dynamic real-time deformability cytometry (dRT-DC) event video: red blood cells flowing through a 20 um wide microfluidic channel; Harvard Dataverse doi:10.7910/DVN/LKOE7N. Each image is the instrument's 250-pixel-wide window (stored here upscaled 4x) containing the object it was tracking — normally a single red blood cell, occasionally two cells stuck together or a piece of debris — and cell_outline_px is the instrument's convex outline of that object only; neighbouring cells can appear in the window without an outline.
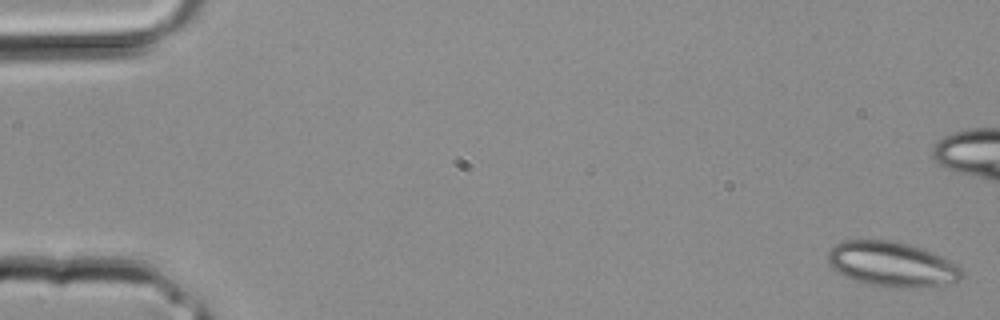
{"species": "common noctule bat (a hibernating species)", "species_latin": "Nyctalus noctula", "temperature_condition": "room temperature", "stored_images_in_passage": 36, "camera_frame_rate_fps": 3000, "um_per_image_px": 0.085, "animal": {"sex": "male", "body_mass_g": 20.4}, "frame": {"image": 1, "passage_image": 1, "time_ms": 0.0, "image_size_px": [1000, 320], "cell_outline_px": [[964, 276], [960, 280], [940, 288], [896, 288], [868, 284], [852, 280], [836, 272], [828, 264], [828, 252], [836, 244], [844, 240], [892, 240], [908, 244], [944, 256], [956, 264], [964, 272]], "centroid_in_image_um": [75.87, 22.49], "position_along_channel_um": 9.1, "area_um2": 35.89}}
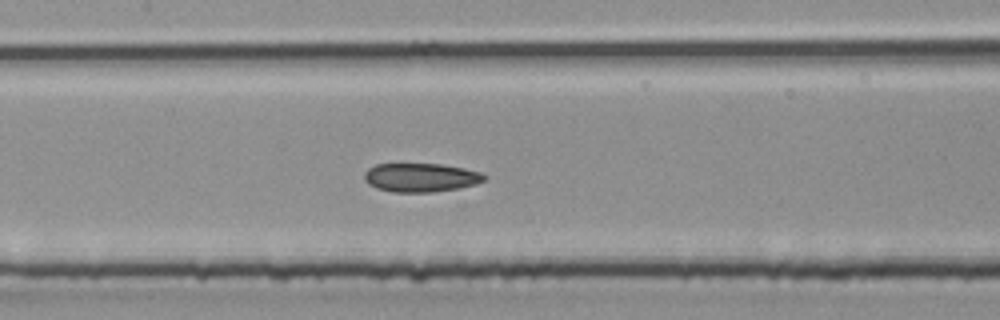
{"frame": {"image": 2, "passage_image": 17, "time_ms": 5.333, "image_size_px": [1000, 320], "cell_outline_px": [[488, 176], [484, 180], [476, 184], [460, 188], [432, 192], [392, 192], [376, 188], [368, 184], [364, 180], [364, 172], [368, 168], [376, 164], [440, 164], [464, 168], [480, 172]], "centroid_in_image_um": [35.75, 15.09], "position_along_channel_um": 171.6, "area_um2": 20.23}}
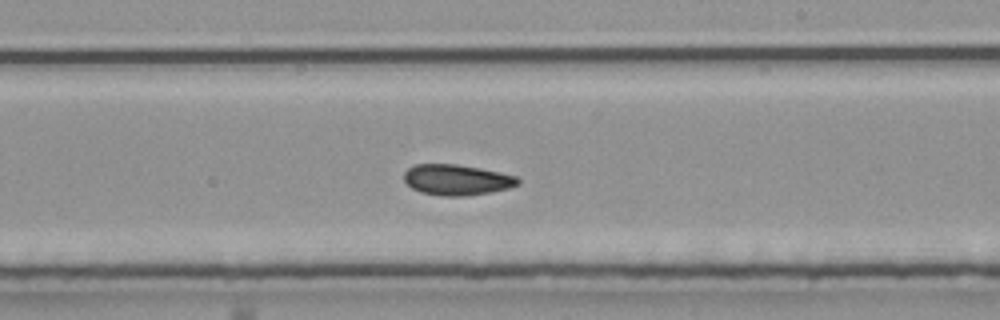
{"frame": {"image": 3, "passage_image": 21, "time_ms": 6.667, "image_size_px": [1000, 320], "cell_outline_px": [[520, 184], [508, 188], [492, 192], [464, 196], [440, 196], [420, 192], [412, 188], [404, 180], [404, 172], [408, 168], [416, 164], [456, 164], [480, 168], [516, 176], [520, 180]], "centroid_in_image_um": [38.82, 15.29], "position_along_channel_um": 250.2, "area_um2": 20.4}}